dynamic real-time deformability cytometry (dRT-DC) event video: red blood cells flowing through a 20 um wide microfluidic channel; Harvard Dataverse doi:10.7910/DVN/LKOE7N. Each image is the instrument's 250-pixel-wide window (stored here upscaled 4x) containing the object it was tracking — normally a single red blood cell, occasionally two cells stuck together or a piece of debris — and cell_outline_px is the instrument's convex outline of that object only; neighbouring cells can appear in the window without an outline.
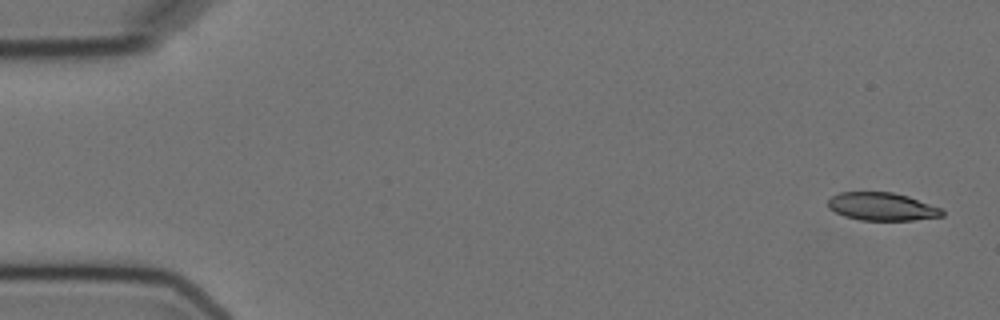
{"species": "Egyptian fruit bat (a non-hibernating species)", "species_latin": "Rousettus aegyptiacus", "temperature_condition": "cold", "stored_images_in_passage": 5, "camera_frame_rate_fps": 3000, "um_per_image_px": 0.085, "animal": {"sex": "female"}, "frame": {"image": 1, "passage_image": 1, "time_ms": 0.0, "image_size_px": [1000, 320], "cell_outline_px": [[944, 216], [912, 220], [860, 220], [844, 216], [828, 208], [828, 200], [832, 196], [840, 192], [892, 192], [908, 196], [940, 208], [944, 212]], "centroid_in_image_um": [74.95, 17.56], "position_along_channel_um": 10.1, "area_um2": 18.5}}
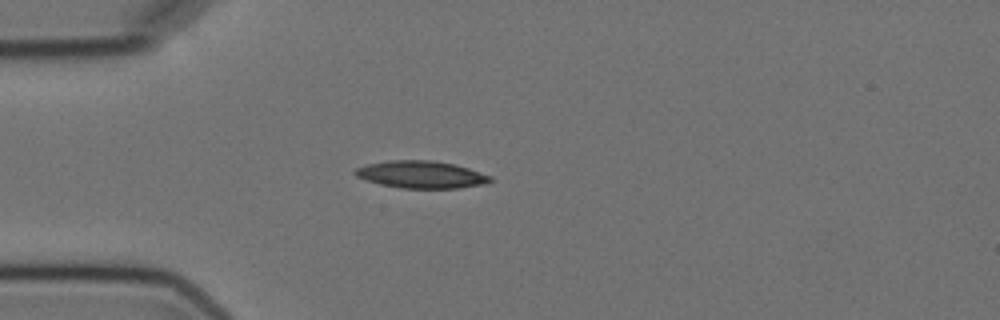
{"frame": {"image": 2, "passage_image": 5, "time_ms": 4.333, "image_size_px": [1000, 320], "cell_outline_px": [[492, 180], [484, 184], [460, 188], [400, 188], [380, 184], [356, 176], [352, 172], [356, 168], [368, 164], [388, 160], [432, 160], [456, 164], [492, 176]], "centroid_in_image_um": [35.81, 14.83], "position_along_channel_um": 49.2, "area_um2": 21.5}}